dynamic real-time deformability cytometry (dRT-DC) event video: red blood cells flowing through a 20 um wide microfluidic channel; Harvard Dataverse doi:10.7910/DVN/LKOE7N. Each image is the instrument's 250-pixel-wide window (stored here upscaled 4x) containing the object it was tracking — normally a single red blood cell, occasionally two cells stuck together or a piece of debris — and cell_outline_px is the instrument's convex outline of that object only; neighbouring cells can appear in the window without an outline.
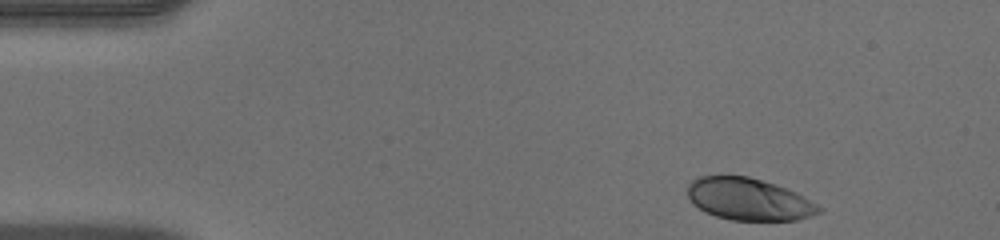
{"species": "human", "species_latin": "Homo sapiens", "temperature_condition": "warm", "stored_images_in_passage": 45, "camera_frame_rate_fps": 3000, "um_per_image_px": 0.085, "donor": {"sex": "male"}, "frame": {"image": 1, "passage_image": 1, "time_ms": 0.0, "image_size_px": [1000, 240], "cell_outline_px": [[824, 208], [820, 212], [796, 220], [732, 220], [716, 216], [704, 212], [692, 204], [688, 196], [688, 184], [692, 180], [700, 176], [748, 176], [776, 184], [796, 192], [804, 196]], "centroid_in_image_um": [63.64, 16.93], "position_along_channel_um": 21.4, "area_um2": 32.25}}
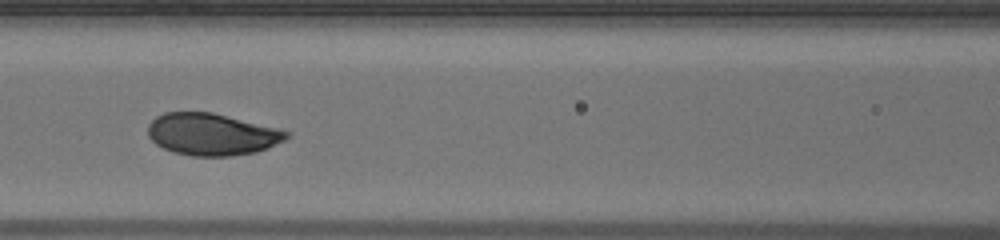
{"frame": {"image": 2, "passage_image": 17, "time_ms": 5.333, "image_size_px": [1000, 240], "cell_outline_px": [[292, 132], [284, 140], [268, 148], [256, 152], [232, 156], [192, 156], [172, 152], [156, 144], [148, 136], [148, 124], [156, 116], [164, 112], [212, 112]], "centroid_in_image_um": [17.99, 11.42], "position_along_channel_um": 148.6, "area_um2": 33.87}}
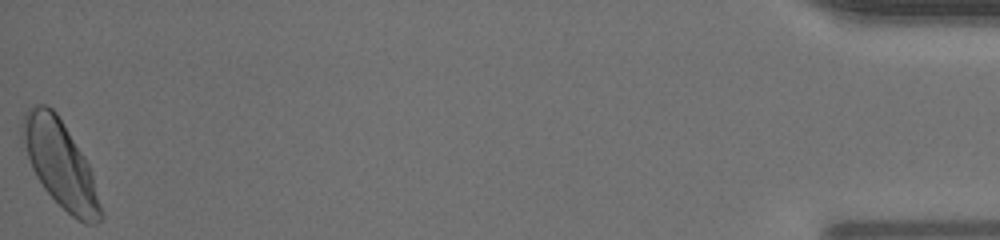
{"frame": {"image": 3, "passage_image": 45, "time_ms": 14.667, "image_size_px": [1000, 240], "cell_outline_px": [[104, 216], [96, 224], [84, 224], [72, 216], [44, 188], [36, 176], [32, 168], [20, 132], [20, 128], [24, 112], [28, 108], [36, 104], [44, 104], [52, 108], [56, 112], [84, 156], [92, 172]], "centroid_in_image_um": [5.13, 13.93], "position_along_channel_um": 430.1, "area_um2": 39.07}, "authors_computed_cell_mechanics": {"area_um2": 34.102, "velocity_mm_per_s": 4.0584, "shape_relaxation_time_tau1_ms": 2.4314, "shape_relaxation_time_tau2_ms": null, "deformation_change_tau1": 0.1251, "deformation_change_tau2": null}}